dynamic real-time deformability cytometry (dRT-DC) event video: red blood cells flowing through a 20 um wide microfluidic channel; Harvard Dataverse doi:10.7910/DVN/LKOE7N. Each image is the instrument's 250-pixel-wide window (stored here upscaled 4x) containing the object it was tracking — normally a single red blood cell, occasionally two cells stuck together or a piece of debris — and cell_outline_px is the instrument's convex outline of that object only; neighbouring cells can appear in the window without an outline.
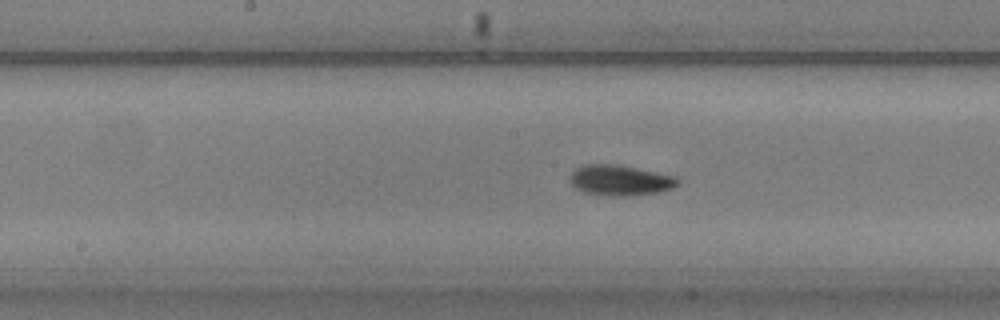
{"species": "common noctule bat (a hibernating species)", "species_latin": "Nyctalus noctula", "temperature_condition": "warm", "stored_images_in_passage": 22, "camera_frame_rate_fps": 3000, "um_per_image_px": 0.085, "animal": {"sex": "male", "body_mass_g": 20.5, "forearm_length_mm": 52.5}, "frame": {"image": 1, "passage_image": 12, "time_ms": 3.667, "image_size_px": [1000, 320], "cell_outline_px": [[680, 184], [672, 188], [660, 192], [636, 196], [600, 196], [584, 192], [576, 188], [568, 180], [568, 176], [576, 168], [584, 164], [616, 164], [676, 176], [680, 180]], "centroid_in_image_um": [52.7, 15.34], "position_along_channel_um": 195.5, "area_um2": 19.59}}